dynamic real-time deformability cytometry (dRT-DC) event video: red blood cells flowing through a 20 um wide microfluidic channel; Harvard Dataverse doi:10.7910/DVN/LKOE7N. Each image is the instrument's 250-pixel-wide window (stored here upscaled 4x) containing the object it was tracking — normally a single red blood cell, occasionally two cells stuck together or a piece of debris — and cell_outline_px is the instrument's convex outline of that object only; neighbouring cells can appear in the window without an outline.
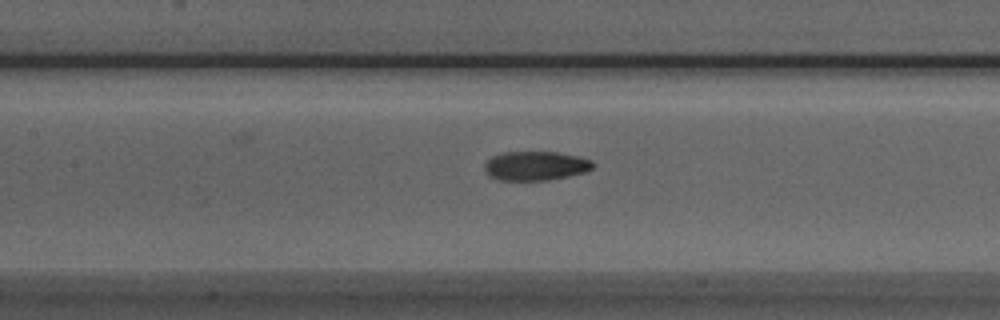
{"species": "Egyptian fruit bat (a non-hibernating species)", "species_latin": "Rousettus aegyptiacus", "temperature_condition": "room temperature", "stored_images_in_passage": 37, "camera_frame_rate_fps": 3000, "um_per_image_px": 0.085, "animal": {"sex": "male"}, "frame": {"image": 1, "passage_image": 10, "time_ms": 3.0, "image_size_px": [1000, 320], "cell_outline_px": [[592, 168], [584, 172], [568, 176], [548, 180], [500, 180], [488, 176], [484, 172], [484, 164], [492, 156], [504, 152], [556, 152], [580, 156], [592, 160]], "centroid_in_image_um": [45.49, 14.09], "position_along_channel_um": 161.9, "area_um2": 18.44}}
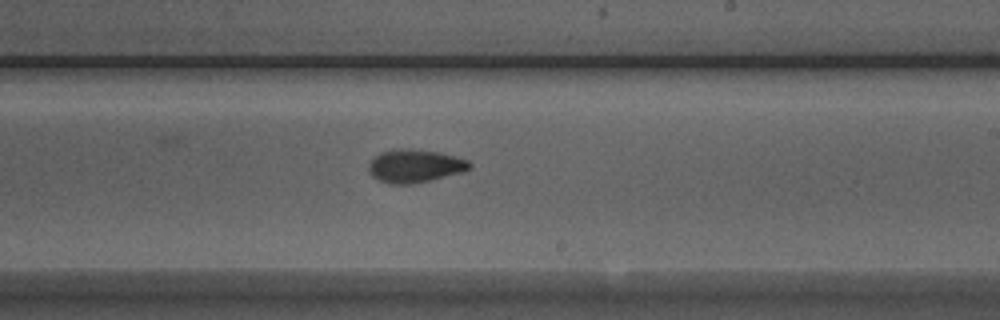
{"frame": {"image": 2, "passage_image": 17, "time_ms": 5.333, "image_size_px": [1000, 320], "cell_outline_px": [[472, 164], [468, 168], [460, 172], [412, 184], [388, 184], [372, 176], [368, 172], [368, 164], [380, 152], [396, 148], [400, 148], [436, 152], [468, 160]], "centroid_in_image_um": [35.19, 14.11], "position_along_channel_um": 253.8, "area_um2": 19.02}}
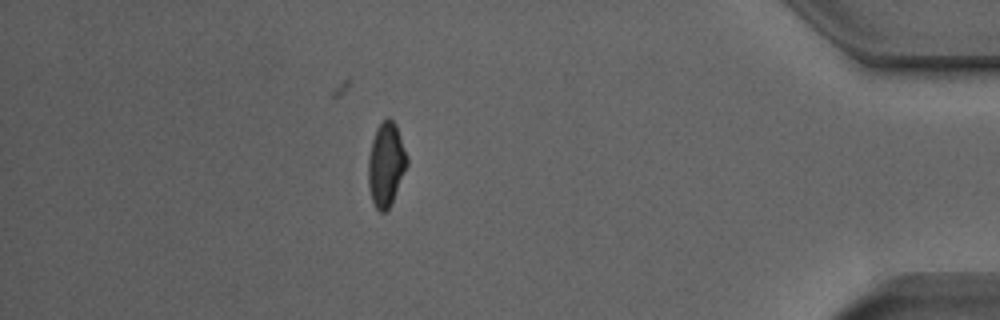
{"frame": {"image": 3, "passage_image": 32, "time_ms": 10.333, "image_size_px": [1000, 320], "cell_outline_px": [[408, 164], [392, 200], [388, 208], [384, 212], [380, 212], [376, 208], [372, 200], [368, 184], [368, 160], [372, 140], [376, 128], [388, 116], [396, 124], [408, 160]], "centroid_in_image_um": [32.8, 13.95], "position_along_channel_um": 402.4, "area_um2": 18.61}}